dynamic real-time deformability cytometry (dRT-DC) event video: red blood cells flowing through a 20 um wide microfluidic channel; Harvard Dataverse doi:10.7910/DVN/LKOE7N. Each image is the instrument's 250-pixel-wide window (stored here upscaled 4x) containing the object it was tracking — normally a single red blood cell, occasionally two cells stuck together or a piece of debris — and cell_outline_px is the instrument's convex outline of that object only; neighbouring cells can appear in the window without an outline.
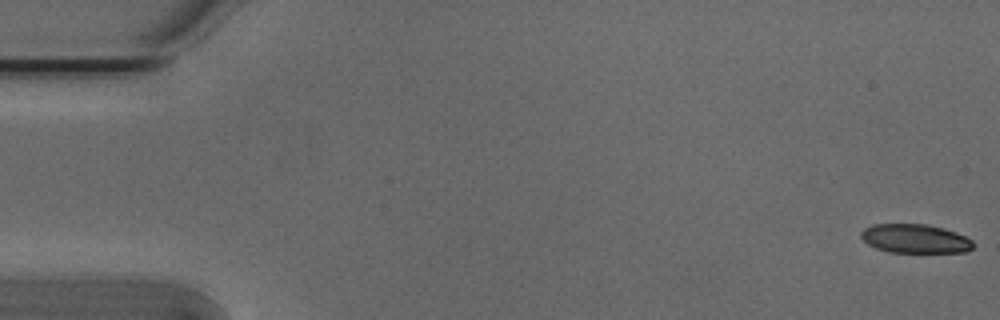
{"species": "Egyptian fruit bat (a non-hibernating species)", "species_latin": "Rousettus aegyptiacus", "temperature_condition": "cold", "stored_images_in_passage": 14, "camera_frame_rate_fps": 3000, "um_per_image_px": 0.085, "animal": {"sex": "male"}, "frame": {"image": 1, "passage_image": 1, "time_ms": 0.0, "image_size_px": [1000, 320], "cell_outline_px": [[976, 244], [968, 252], [888, 252], [876, 248], [868, 244], [860, 236], [860, 232], [864, 228], [872, 224], [924, 224], [944, 228], [956, 232], [972, 240]], "centroid_in_image_um": [77.79, 20.28], "position_along_channel_um": 7.2, "area_um2": 19.02}}